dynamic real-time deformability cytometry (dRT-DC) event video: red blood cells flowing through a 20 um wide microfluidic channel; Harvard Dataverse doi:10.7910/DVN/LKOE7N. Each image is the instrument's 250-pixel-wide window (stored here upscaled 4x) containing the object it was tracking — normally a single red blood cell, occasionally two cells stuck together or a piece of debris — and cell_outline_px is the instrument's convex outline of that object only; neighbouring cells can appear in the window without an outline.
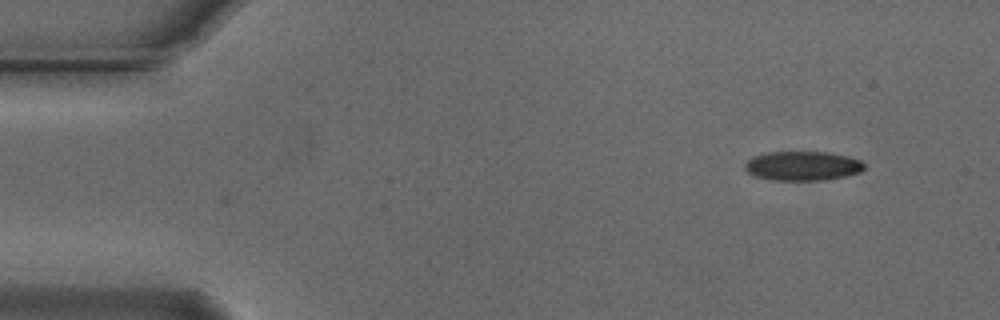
{"species": "Egyptian fruit bat (a non-hibernating species)", "species_latin": "Rousettus aegyptiacus", "temperature_condition": "cold", "stored_images_in_passage": 50, "camera_frame_rate_fps": 3000, "um_per_image_px": 0.085, "animal": {"sex": "male"}, "frame": {"image": 1, "passage_image": 1, "time_ms": 0.0, "image_size_px": [1000, 320], "cell_outline_px": [[864, 168], [860, 172], [844, 176], [824, 180], [768, 180], [756, 176], [748, 172], [744, 168], [744, 164], [752, 156], [764, 152], [828, 152], [848, 156], [860, 160], [864, 164]], "centroid_in_image_um": [68.19, 14.09], "position_along_channel_um": 16.8, "area_um2": 20.46}}
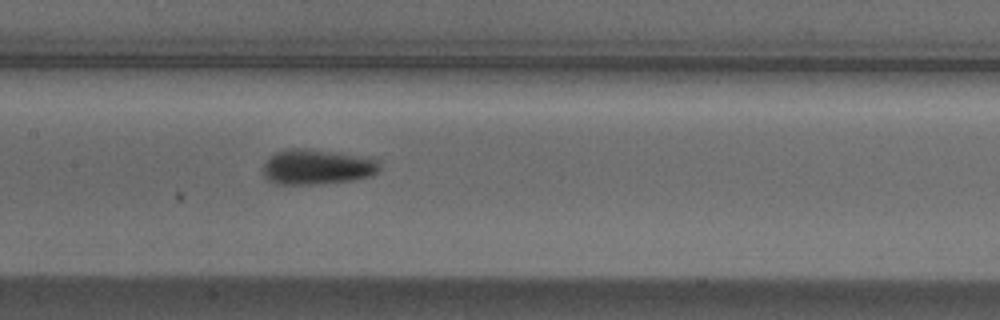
{"frame": {"image": 2, "passage_image": 22, "time_ms": 7.0, "image_size_px": [1000, 320], "cell_outline_px": [[380, 168], [372, 176], [356, 180], [320, 184], [276, 184], [268, 180], [264, 176], [260, 168], [276, 152], [284, 148], [304, 148], [340, 152], [372, 156], [380, 164]], "centroid_in_image_um": [26.98, 14.18], "position_along_channel_um": 180.4, "area_um2": 24.57}}
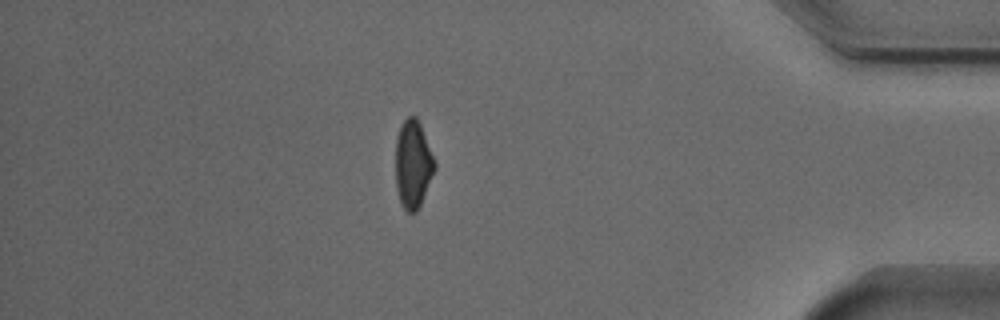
{"frame": {"image": 3, "passage_image": 43, "time_ms": 14.0, "image_size_px": [1000, 320], "cell_outline_px": [[436, 168], [420, 204], [416, 212], [408, 212], [400, 204], [396, 188], [396, 136], [404, 120], [408, 116], [416, 116], [420, 124], [436, 164]], "centroid_in_image_um": [35.09, 13.97], "position_along_channel_um": 400.1, "area_um2": 19.83}, "authors_computed_cell_mechanics": {"area_um2": 21.386, "velocity_mm_per_s": 3.7323, "shape_relaxation_time_tau1_ms": 2.6138, "shape_relaxation_time_tau2_ms": null, "deformation_change_tau1": 0.1018, "deformation_change_tau2": null}}